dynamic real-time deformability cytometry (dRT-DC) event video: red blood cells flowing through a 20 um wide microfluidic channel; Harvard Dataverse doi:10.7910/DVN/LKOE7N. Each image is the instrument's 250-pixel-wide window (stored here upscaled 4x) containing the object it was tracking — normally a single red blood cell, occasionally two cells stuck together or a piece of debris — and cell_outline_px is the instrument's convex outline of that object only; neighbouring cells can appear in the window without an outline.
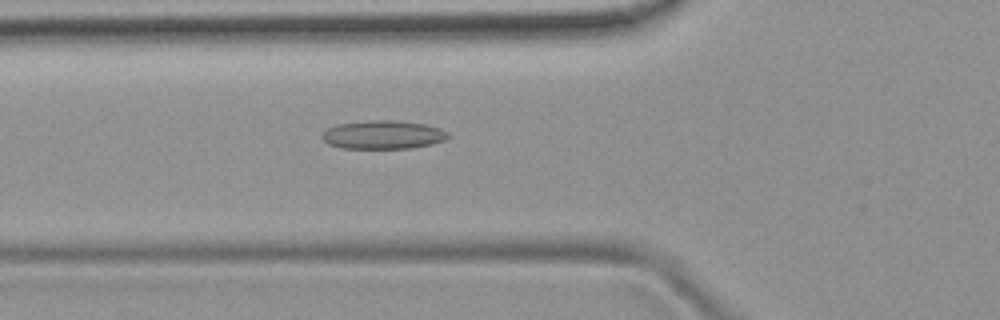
{"species": "common noctule bat (a hibernating species)", "species_latin": "Nyctalus noctula", "temperature_condition": "room temperature", "stored_images_in_passage": 52, "camera_frame_rate_fps": 3000, "um_per_image_px": 0.085, "animal": {"sex": "female", "body_mass_g": 19.9}, "frame": {"image": 1, "passage_image": 19, "time_ms": 6.0, "image_size_px": [1000, 320], "cell_outline_px": [[452, 136], [444, 140], [432, 144], [412, 148], [340, 148], [328, 144], [320, 136], [328, 128], [336, 124], [368, 120], [396, 120], [424, 124], [440, 128], [448, 132]], "centroid_in_image_um": [32.57, 11.45], "position_along_channel_um": 93.2, "area_um2": 21.1}}
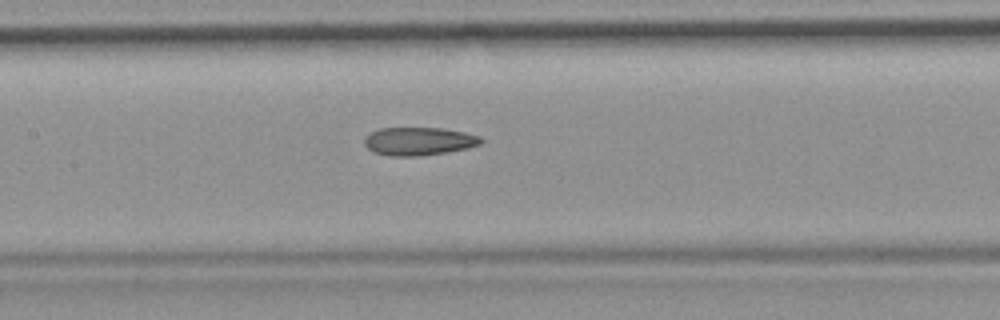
{"frame": {"image": 2, "passage_image": 25, "time_ms": 8.0, "image_size_px": [1000, 320], "cell_outline_px": [[484, 140], [480, 144], [468, 148], [420, 156], [392, 156], [372, 152], [364, 144], [364, 140], [372, 132], [380, 128], [444, 128], [464, 132], [480, 136]], "centroid_in_image_um": [35.61, 12.0], "position_along_channel_um": 171.8, "area_um2": 19.02}}
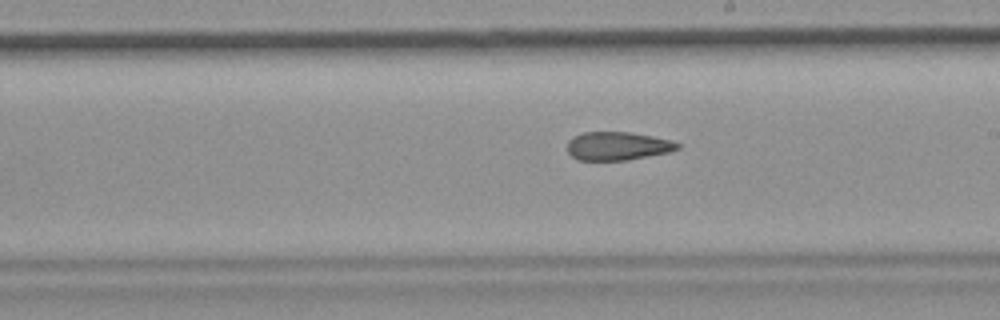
{"frame": {"image": 3, "passage_image": 30, "time_ms": 9.667, "image_size_px": [1000, 320], "cell_outline_px": [[680, 148], [668, 152], [628, 160], [576, 160], [568, 152], [568, 140], [572, 136], [584, 132], [628, 132], [652, 136], [672, 140], [680, 144]], "centroid_in_image_um": [52.48, 12.41], "position_along_channel_um": 236.5, "area_um2": 18.26}, "authors_computed_cell_mechanics": {"area_um2": 19.6231, "velocity_mm_per_s": 3.9076, "shape_relaxation_time_tau1_ms": null, "shape_relaxation_time_tau2_ms": 3.747, "deformation_change_tau1": null, "deformation_change_tau2": 0.1317}}